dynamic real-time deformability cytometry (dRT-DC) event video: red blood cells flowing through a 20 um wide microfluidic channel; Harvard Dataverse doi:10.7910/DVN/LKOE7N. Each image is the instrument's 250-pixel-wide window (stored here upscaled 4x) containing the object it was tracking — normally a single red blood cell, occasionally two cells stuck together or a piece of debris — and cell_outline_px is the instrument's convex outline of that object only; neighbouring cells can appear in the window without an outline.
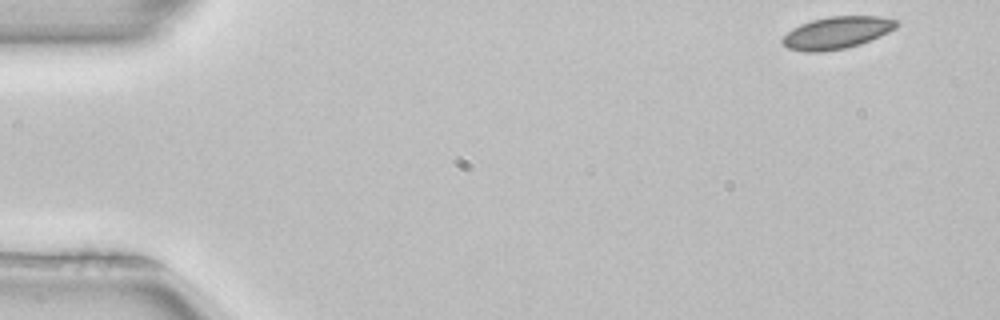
{"species": "common noctule bat (a hibernating species)", "species_latin": "Nyctalus noctula", "temperature_condition": "room temperature", "stored_images_in_passage": 50, "camera_frame_rate_fps": 3000, "um_per_image_px": 0.085, "animal": {"sex": "female", "body_mass_g": 22.7, "forearm_length_mm": 54.2}, "frame": {"image": 1, "passage_image": 1, "time_ms": 0.0, "image_size_px": [1000, 320], "cell_outline_px": [[900, 24], [896, 28], [880, 36], [860, 44], [844, 48], [820, 52], [804, 52], [788, 48], [780, 40], [792, 28], [800, 24], [812, 20], [828, 16], [880, 16], [900, 20]], "centroid_in_image_um": [71.16, 2.77], "position_along_channel_um": 13.8, "area_um2": 21.5}}
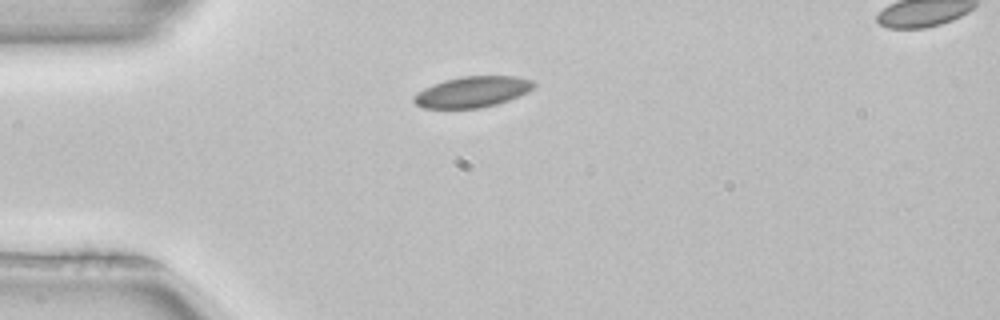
{"frame": {"image": 2, "passage_image": 11, "time_ms": 3.333, "image_size_px": [1000, 320], "cell_outline_px": [[536, 84], [528, 92], [508, 100], [496, 104], [480, 108], [420, 108], [412, 100], [412, 96], [416, 92], [432, 84], [444, 80], [460, 76], [516, 76], [532, 80]], "centroid_in_image_um": [40.11, 7.8], "position_along_channel_um": 44.9, "area_um2": 21.73}}
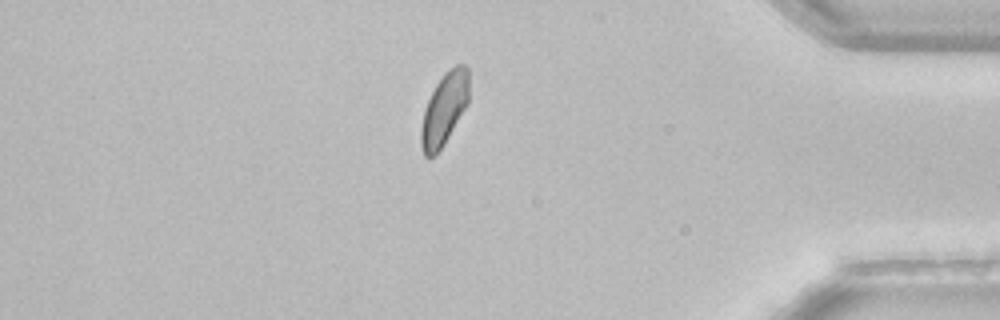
{"frame": {"image": 3, "passage_image": 42, "time_ms": 13.667, "image_size_px": [1000, 320], "cell_outline_px": [[468, 104], [444, 144], [432, 156], [424, 156], [420, 144], [420, 128], [424, 112], [428, 100], [436, 84], [444, 72], [456, 64], [464, 64], [468, 68]], "centroid_in_image_um": [37.76, 9.24], "position_along_channel_um": 397.4, "area_um2": 20.0}}